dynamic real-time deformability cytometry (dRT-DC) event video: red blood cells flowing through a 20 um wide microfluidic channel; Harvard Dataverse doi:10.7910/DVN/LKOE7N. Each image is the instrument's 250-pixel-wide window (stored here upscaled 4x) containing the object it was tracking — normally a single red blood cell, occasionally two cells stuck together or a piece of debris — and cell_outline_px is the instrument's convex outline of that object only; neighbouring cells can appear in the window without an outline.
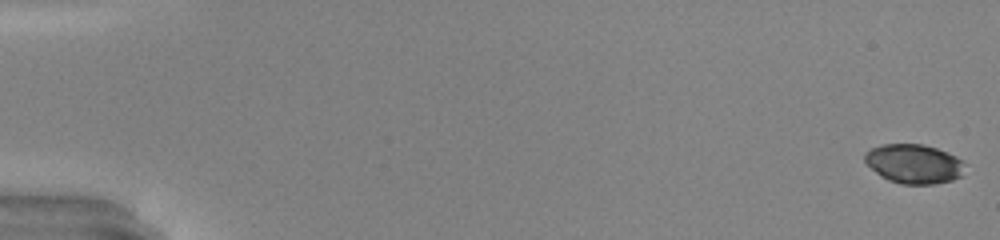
{"species": "common noctule bat (a hibernating species)", "species_latin": "Nyctalus noctula", "temperature_condition": "warm", "stored_images_in_passage": 50, "camera_frame_rate_fps": 3000, "um_per_image_px": 0.085, "animal": {"sex": "male", "body_mass_g": 20.0, "forearm_length_mm": 53.3}, "frame": {"image": 1, "passage_image": 1, "time_ms": 0.0, "image_size_px": [1000, 240], "cell_outline_px": [[964, 160], [960, 176], [952, 180], [932, 184], [900, 184], [888, 180], [880, 176], [864, 160], [864, 152], [872, 148], [884, 144], [924, 144], [936, 148], [956, 156]], "centroid_in_image_um": [77.66, 13.92], "position_along_channel_um": 7.3, "area_um2": 22.77}}
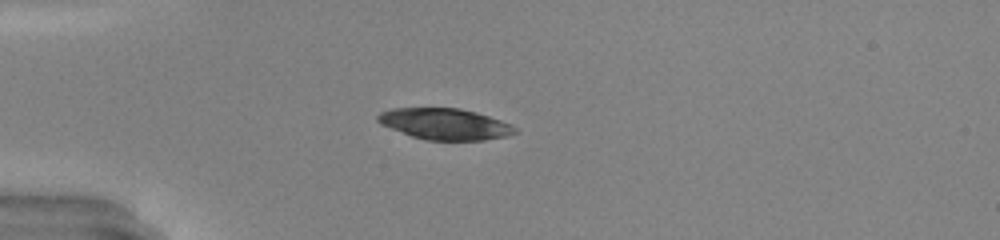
{"frame": {"image": 2, "passage_image": 15, "time_ms": 4.667, "image_size_px": [1000, 240], "cell_outline_px": [[516, 132], [508, 136], [484, 140], [424, 140], [412, 136], [380, 124], [376, 120], [376, 116], [380, 112], [392, 108], [460, 108], [476, 112], [512, 124], [516, 128]], "centroid_in_image_um": [37.8, 10.54], "position_along_channel_um": 47.2, "area_um2": 24.97}}
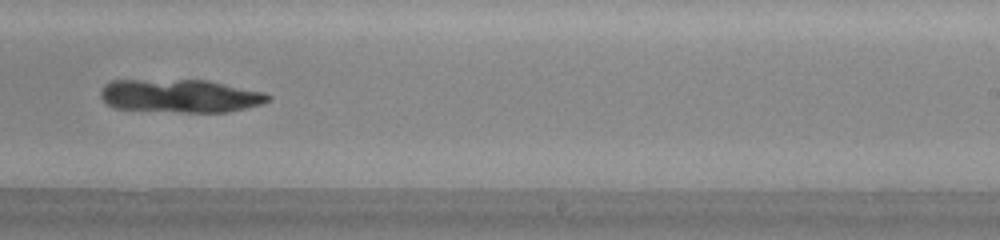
{"frame": {"image": 3, "passage_image": 33, "time_ms": 10.667, "image_size_px": [1000, 240], "cell_outline_px": [[272, 100], [260, 104], [228, 112], [180, 112], [116, 108], [108, 104], [100, 96], [100, 88], [104, 84], [112, 80], [208, 80], [264, 92], [272, 96]], "centroid_in_image_um": [15.32, 8.14], "position_along_channel_um": 273.7, "area_um2": 32.48}}